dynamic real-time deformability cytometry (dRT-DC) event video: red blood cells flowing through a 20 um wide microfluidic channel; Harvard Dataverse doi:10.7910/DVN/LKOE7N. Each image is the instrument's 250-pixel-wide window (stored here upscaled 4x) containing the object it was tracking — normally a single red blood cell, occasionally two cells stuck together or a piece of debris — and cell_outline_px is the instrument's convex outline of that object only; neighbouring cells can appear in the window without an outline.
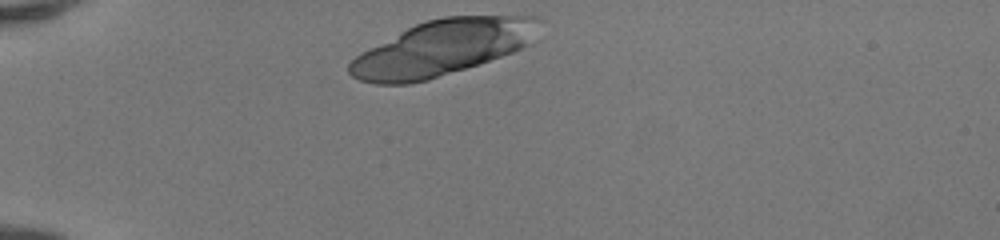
{"species": "human", "species_latin": "Homo sapiens", "temperature_condition": "room temperature", "stored_images_in_passage": 31, "camera_frame_rate_fps": 3000, "um_per_image_px": 0.085, "donor": {"sex": "female"}, "frame": {"image": 1, "passage_image": 1, "time_ms": 0.0, "image_size_px": [1000, 240], "cell_outline_px": [[544, 20], [524, 44], [520, 48], [512, 52], [428, 80], [412, 84], [376, 84], [360, 80], [352, 76], [348, 72], [348, 64], [360, 52], [416, 24], [428, 20], [444, 16], [540, 16]], "centroid_in_image_um": [37.53, 4.07], "position_along_channel_um": 47.5, "area_um2": 60.34}}